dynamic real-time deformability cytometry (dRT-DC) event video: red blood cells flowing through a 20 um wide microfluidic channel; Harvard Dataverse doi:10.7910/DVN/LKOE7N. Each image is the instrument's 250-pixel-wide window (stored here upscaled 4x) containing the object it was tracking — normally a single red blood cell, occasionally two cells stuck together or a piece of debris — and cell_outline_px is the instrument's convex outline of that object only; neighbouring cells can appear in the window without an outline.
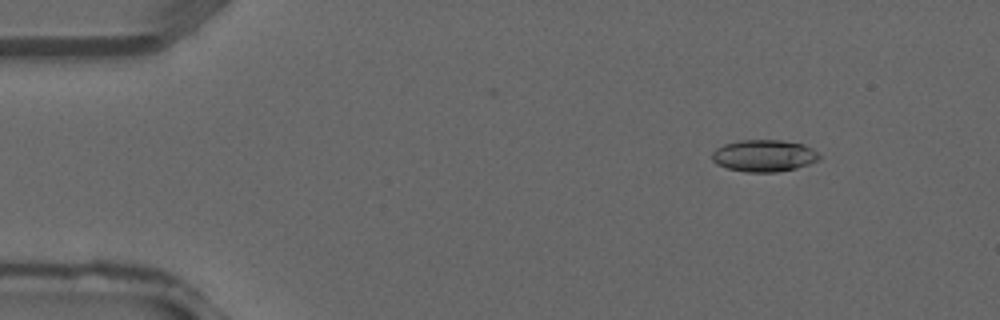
{"species": "common noctule bat (a hibernating species)", "species_latin": "Nyctalus noctula", "temperature_condition": "warm", "stored_images_in_passage": 4, "camera_frame_rate_fps": 3000, "um_per_image_px": 0.085, "animal": {"sex": "male", "forearm_length_mm": 52.5}, "frame": {"image": 1, "passage_image": 2, "time_ms": 0.333, "image_size_px": [1000, 320], "cell_outline_px": [[820, 160], [796, 168], [776, 172], [748, 172], [728, 168], [716, 164], [712, 160], [712, 152], [716, 148], [724, 144], [740, 140], [784, 140], [804, 144], [812, 148], [820, 156]], "centroid_in_image_um": [64.94, 13.23], "position_along_channel_um": 20.1, "area_um2": 20.0}}
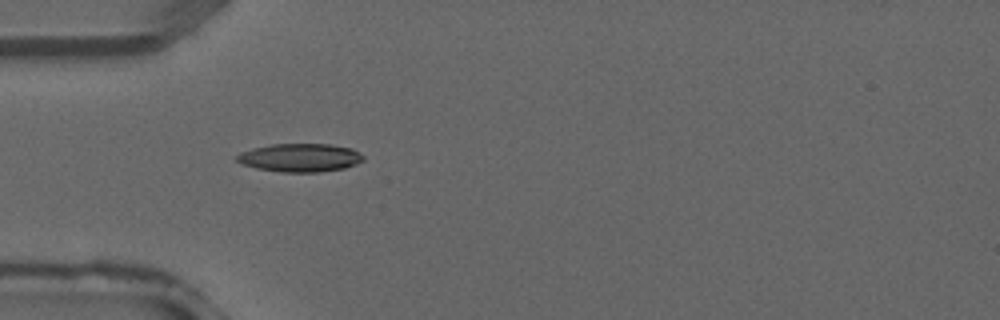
{"frame": {"image": 2, "passage_image": 4, "time_ms": 1.0, "image_size_px": [1000, 320], "cell_outline_px": [[364, 160], [356, 164], [344, 168], [320, 172], [284, 172], [256, 168], [244, 164], [236, 160], [236, 156], [240, 152], [252, 148], [272, 144], [328, 144], [352, 148], [360, 152], [364, 156]], "centroid_in_image_um": [25.53, 13.4], "position_along_channel_um": 59.5, "area_um2": 20.87}}